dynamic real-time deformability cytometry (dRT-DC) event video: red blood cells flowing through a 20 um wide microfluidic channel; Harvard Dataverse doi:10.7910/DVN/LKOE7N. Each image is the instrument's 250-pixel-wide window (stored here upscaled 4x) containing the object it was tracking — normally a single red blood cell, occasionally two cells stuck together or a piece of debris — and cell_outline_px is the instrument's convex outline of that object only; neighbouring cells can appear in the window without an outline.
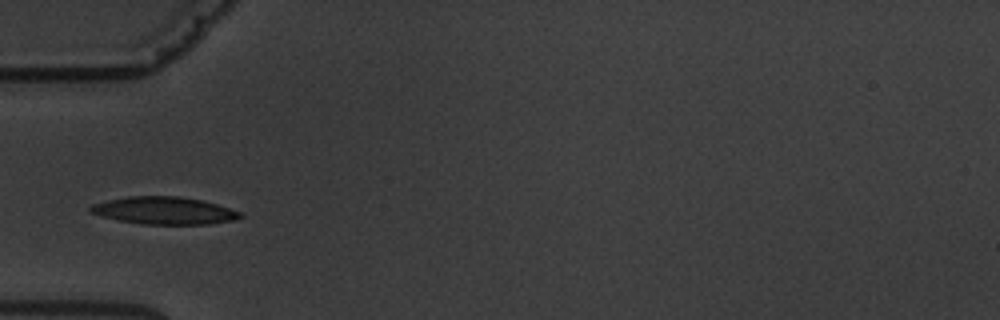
{"species": "common noctule bat (a hibernating species)", "species_latin": "Nyctalus noctula", "temperature_condition": "warm", "stored_images_in_passage": 13, "camera_frame_rate_fps": 3000, "um_per_image_px": 0.085, "animal": {"sex": "male", "body_mass_g": 19.5, "forearm_length_mm": 54.6}, "frame": {"image": 1, "passage_image": 3, "time_ms": 3.0, "image_size_px": [1000, 320], "cell_outline_px": [[244, 216], [232, 220], [208, 224], [144, 224], [116, 220], [88, 212], [88, 208], [92, 204], [108, 200], [128, 196], [176, 196], [200, 200], [216, 204], [240, 212]], "centroid_in_image_um": [13.89, 17.9], "position_along_channel_um": 71.1, "area_um2": 23.76}}
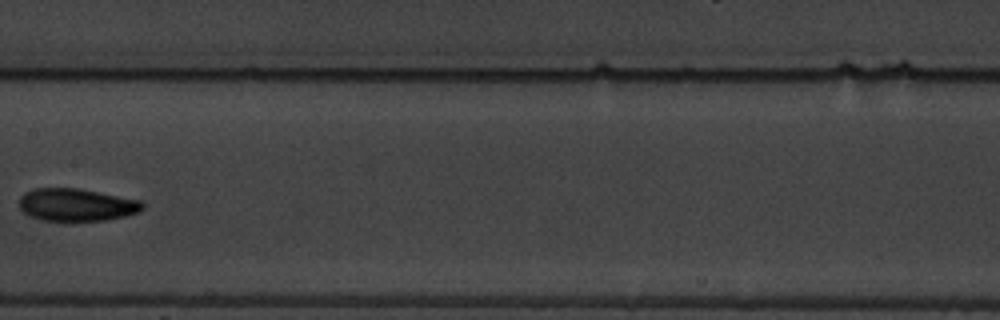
{"frame": {"image": 2, "passage_image": 6, "time_ms": 6.667, "image_size_px": [1000, 320], "cell_outline_px": [[144, 208], [140, 212], [124, 216], [104, 220], [40, 220], [28, 216], [20, 208], [20, 196], [24, 192], [36, 188], [76, 188], [140, 200], [144, 204]], "centroid_in_image_um": [6.48, 17.4], "position_along_channel_um": 200.9, "area_um2": 23.24}}
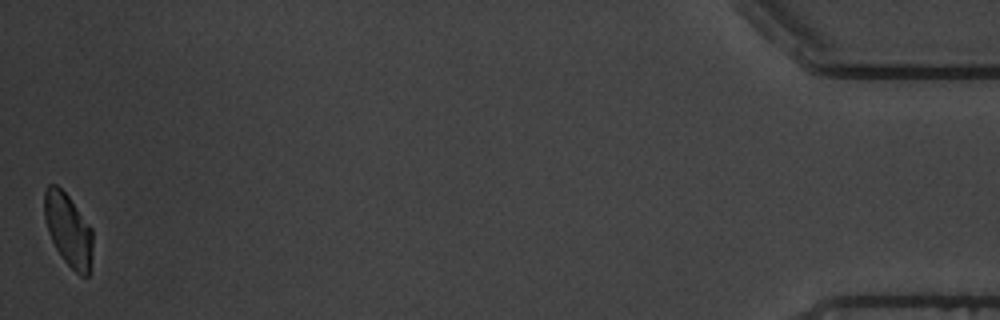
{"frame": {"image": 3, "passage_image": 13, "time_ms": 15.667, "image_size_px": [1000, 320], "cell_outline_px": [[92, 256], [88, 276], [80, 276], [64, 260], [56, 248], [48, 232], [44, 216], [44, 192], [48, 184], [56, 184], [68, 196], [92, 228]], "centroid_in_image_um": [5.8, 19.53], "position_along_channel_um": 429.4, "area_um2": 20.35}, "authors_computed_cell_mechanics": {"area_um2": 22.3686, "velocity_mm_per_s": 3.5365, "shape_relaxation_time_tau1_ms": 3.3688, "shape_relaxation_time_tau2_ms": 1.5463, "deformation_change_tau1": 0.1202, "deformation_change_tau2": 0.054}}